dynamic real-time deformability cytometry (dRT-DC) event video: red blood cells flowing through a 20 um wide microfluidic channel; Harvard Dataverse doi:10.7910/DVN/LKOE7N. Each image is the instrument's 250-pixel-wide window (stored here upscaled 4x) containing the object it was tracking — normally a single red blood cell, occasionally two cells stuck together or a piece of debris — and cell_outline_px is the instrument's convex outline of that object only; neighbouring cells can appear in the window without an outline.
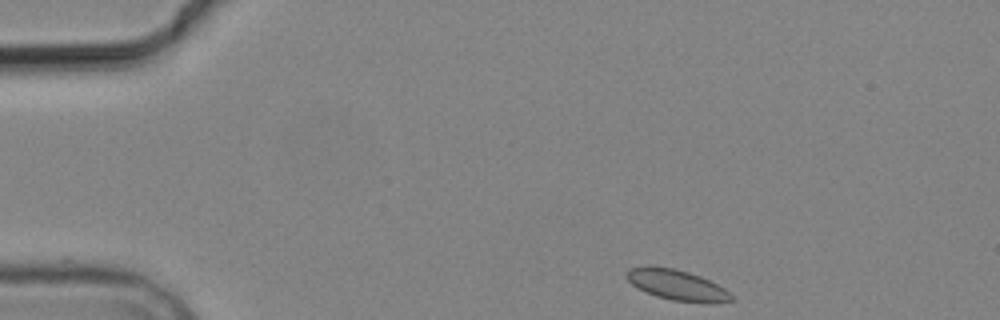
{"species": "common noctule bat (a hibernating species)", "species_latin": "Nyctalus noctula", "temperature_condition": "cold", "stored_images_in_passage": 3, "camera_frame_rate_fps": 3000, "um_per_image_px": 0.085, "animal": {"sex": "male", "body_mass_g": 19.2, "forearm_length_mm": 51.8}, "frame": {"image": 1, "passage_image": 1, "time_ms": 0.0, "image_size_px": [1000, 320], "cell_outline_px": [[732, 300], [712, 304], [708, 304], [672, 300], [656, 296], [636, 288], [624, 276], [624, 272], [628, 268], [676, 268], [700, 276], [724, 288], [732, 296]], "centroid_in_image_um": [57.54, 24.26], "position_along_channel_um": 27.5, "area_um2": 18.38}}
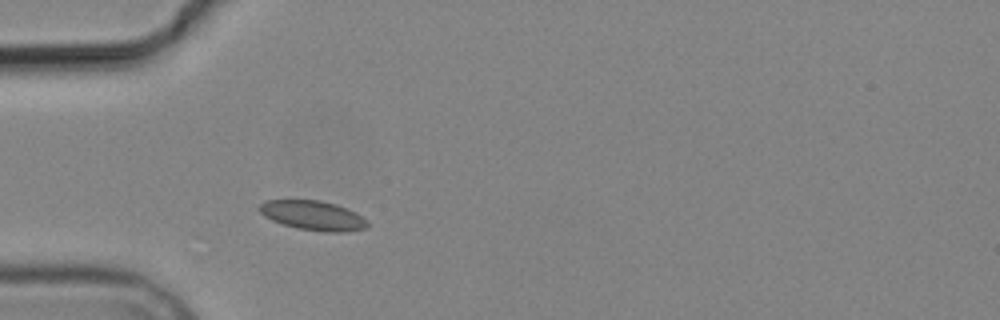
{"frame": {"image": 2, "passage_image": 3, "time_ms": 2.667, "image_size_px": [1000, 320], "cell_outline_px": [[368, 224], [364, 228], [344, 232], [324, 232], [296, 228], [272, 220], [264, 216], [260, 212], [260, 204], [264, 200], [320, 200], [336, 204], [356, 212], [368, 220]], "centroid_in_image_um": [26.62, 18.31], "position_along_channel_um": 58.4, "area_um2": 18.55}}